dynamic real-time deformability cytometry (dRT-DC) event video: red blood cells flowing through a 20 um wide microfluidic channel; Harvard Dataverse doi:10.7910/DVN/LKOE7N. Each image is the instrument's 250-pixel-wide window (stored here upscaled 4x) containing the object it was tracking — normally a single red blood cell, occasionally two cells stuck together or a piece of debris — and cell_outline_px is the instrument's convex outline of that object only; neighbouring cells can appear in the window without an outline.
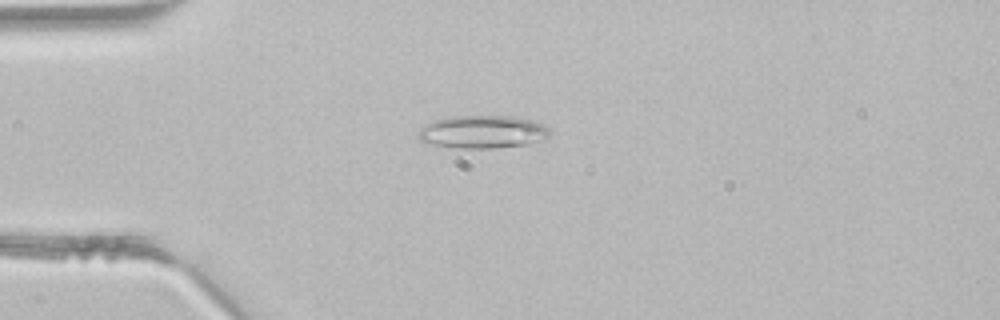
{"species": "common noctule bat (a hibernating species)", "species_latin": "Nyctalus noctula", "temperature_condition": "room temperature", "stored_images_in_passage": 5, "camera_frame_rate_fps": 3000, "um_per_image_px": 0.085, "animal": {"sex": "male", "body_mass_g": 21.5, "forearm_length_mm": 52.0}, "frame": {"image": 1, "passage_image": 4, "time_ms": 1.0, "image_size_px": [1000, 320], "cell_outline_px": [[552, 132], [544, 140], [528, 144], [500, 148], [460, 148], [424, 144], [416, 136], [416, 132], [424, 124], [436, 120], [452, 116], [508, 116], [532, 120], [548, 128]], "centroid_in_image_um": [40.97, 11.23], "position_along_channel_um": 44.0, "area_um2": 25.55}}